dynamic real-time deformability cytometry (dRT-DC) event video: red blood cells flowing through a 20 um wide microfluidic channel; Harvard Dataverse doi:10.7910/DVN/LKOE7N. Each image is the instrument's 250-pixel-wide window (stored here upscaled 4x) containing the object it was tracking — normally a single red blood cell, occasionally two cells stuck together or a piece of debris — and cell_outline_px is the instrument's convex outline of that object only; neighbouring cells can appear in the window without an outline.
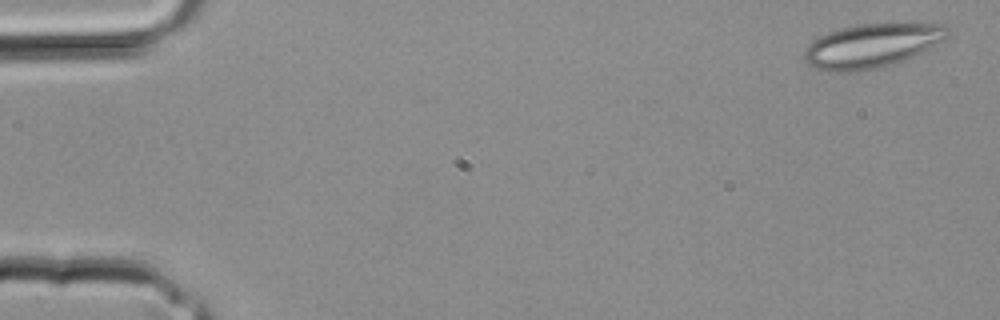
{"species": "common noctule bat (a hibernating species)", "species_latin": "Nyctalus noctula", "temperature_condition": "room temperature", "stored_images_in_passage": 20, "camera_frame_rate_fps": 3000, "um_per_image_px": 0.085, "animal": {"sex": "male", "body_mass_g": 20.4}, "frame": {"image": 1, "passage_image": 1, "time_ms": 0.0, "image_size_px": [1000, 320], "cell_outline_px": [[948, 36], [944, 40], [912, 56], [876, 68], [856, 72], [832, 72], [816, 68], [808, 64], [804, 60], [804, 52], [808, 44], [812, 40], [820, 36], [844, 28], [860, 24], [944, 24], [948, 28]], "centroid_in_image_um": [74.06, 3.89], "position_along_channel_um": 10.9, "area_um2": 35.95}}
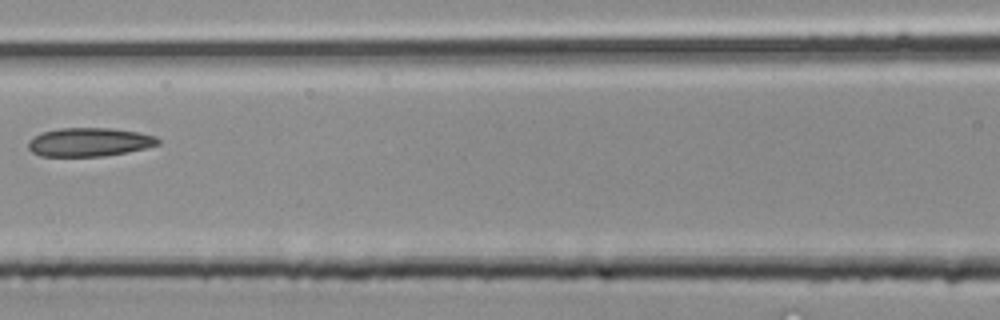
{"frame": {"image": 2, "passage_image": 15, "time_ms": 4.667, "image_size_px": [1000, 320], "cell_outline_px": [[160, 144], [148, 148], [128, 152], [104, 156], [40, 156], [32, 152], [28, 148], [28, 140], [40, 132], [60, 128], [108, 128], [140, 132], [156, 136], [160, 140]], "centroid_in_image_um": [7.6, 12.08], "position_along_channel_um": 159.0, "area_um2": 21.91}}
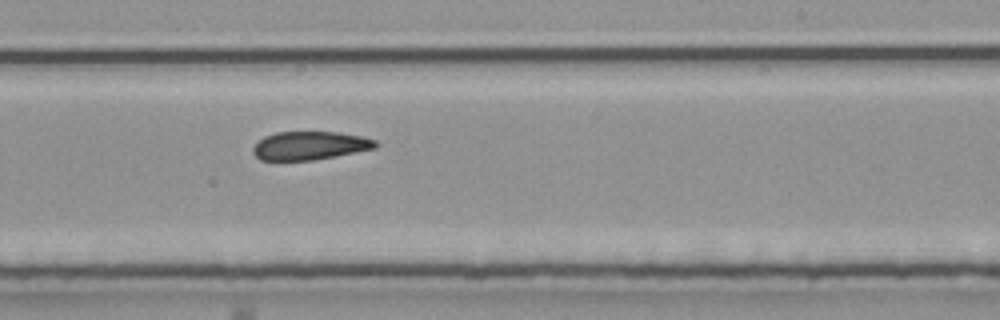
{"frame": {"image": 3, "passage_image": 20, "time_ms": 6.333, "image_size_px": [1000, 320], "cell_outline_px": [[376, 148], [336, 156], [312, 160], [260, 160], [252, 152], [252, 148], [264, 136], [276, 132], [336, 132], [360, 136], [376, 140]], "centroid_in_image_um": [26.31, 12.38], "position_along_channel_um": 262.7, "area_um2": 20.11}}